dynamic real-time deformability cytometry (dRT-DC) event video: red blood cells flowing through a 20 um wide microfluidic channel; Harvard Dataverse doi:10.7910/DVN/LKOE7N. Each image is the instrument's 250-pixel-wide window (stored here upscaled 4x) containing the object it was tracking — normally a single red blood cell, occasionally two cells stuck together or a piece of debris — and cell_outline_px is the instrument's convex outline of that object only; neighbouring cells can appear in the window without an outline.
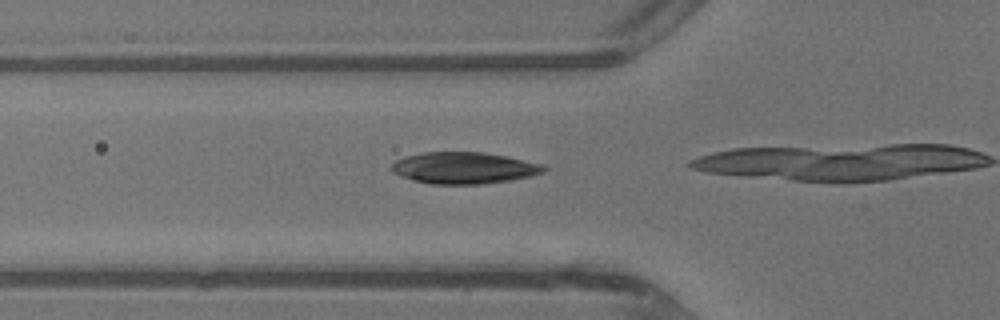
{"species": "common noctule bat (a hibernating species)", "species_latin": "Nyctalus noctula", "temperature_condition": "warm", "stored_images_in_passage": 4, "camera_frame_rate_fps": 3000, "um_per_image_px": 0.085, "animal": {"sex": "male", "body_mass_g": 13.3}, "frame": {"image": 1, "passage_image": 2, "time_ms": 0.333, "image_size_px": [1000, 320], "cell_outline_px": [[548, 168], [544, 172], [532, 176], [512, 180], [484, 184], [432, 184], [412, 180], [392, 172], [392, 164], [396, 160], [420, 152], [484, 152], [544, 164]], "centroid_in_image_um": [39.47, 14.28], "position_along_channel_um": 86.3, "area_um2": 28.09}}